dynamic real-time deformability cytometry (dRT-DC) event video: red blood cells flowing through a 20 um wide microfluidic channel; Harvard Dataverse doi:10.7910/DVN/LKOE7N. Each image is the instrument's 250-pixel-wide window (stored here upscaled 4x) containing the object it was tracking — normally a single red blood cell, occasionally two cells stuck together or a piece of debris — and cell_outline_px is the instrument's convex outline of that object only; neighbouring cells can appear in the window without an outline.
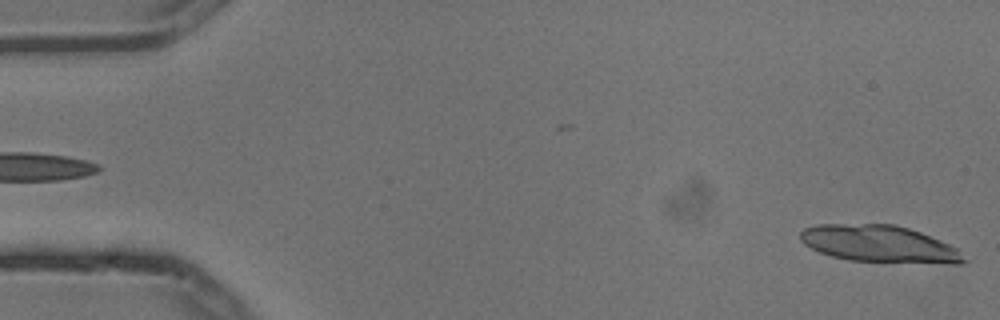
{"species": "common noctule bat (a hibernating species)", "species_latin": "Nyctalus noctula", "temperature_condition": "cold", "stored_images_in_passage": 5, "segment_of_instrument_passage": [2, 2], "camera_frame_rate_fps": 3000, "um_per_image_px": 0.085, "animal": {"sex": "male", "body_mass_g": 13.3}, "frame": {"image": 1, "passage_image": 5, "time_ms": 1.333, "image_size_px": [1000, 320], "cell_outline_px": [[968, 260], [960, 264], [952, 264], [848, 260], [832, 256], [820, 252], [804, 244], [800, 240], [800, 232], [804, 228], [816, 224], [896, 224], [920, 232], [940, 240], [956, 248]], "centroid_in_image_um": [74.74, 20.73], "position_along_channel_um": 10.3, "area_um2": 35.2}}